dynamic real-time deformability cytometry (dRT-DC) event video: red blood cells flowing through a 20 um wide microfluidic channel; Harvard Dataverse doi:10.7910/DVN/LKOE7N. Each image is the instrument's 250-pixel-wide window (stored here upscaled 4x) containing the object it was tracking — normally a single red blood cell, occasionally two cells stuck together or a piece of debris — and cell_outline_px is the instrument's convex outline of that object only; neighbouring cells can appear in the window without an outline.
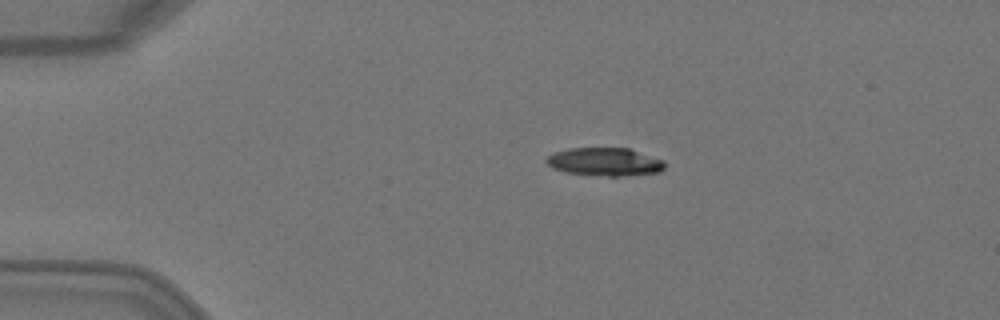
{"species": "Egyptian fruit bat (a non-hibernating species)", "species_latin": "Rousettus aegyptiacus", "temperature_condition": "warm", "stored_images_in_passage": 2, "camera_frame_rate_fps": 3000, "um_per_image_px": 0.085, "animal": {"sex": "female"}, "frame": {"image": 1, "passage_image": 1, "time_ms": 0.0, "image_size_px": [1000, 320], "cell_outline_px": [[664, 168], [660, 172], [628, 176], [608, 176], [564, 172], [552, 168], [544, 160], [548, 156], [556, 152], [568, 148], [628, 148], [664, 160]], "centroid_in_image_um": [51.41, 13.76], "position_along_channel_um": 33.6, "area_um2": 19.42}}